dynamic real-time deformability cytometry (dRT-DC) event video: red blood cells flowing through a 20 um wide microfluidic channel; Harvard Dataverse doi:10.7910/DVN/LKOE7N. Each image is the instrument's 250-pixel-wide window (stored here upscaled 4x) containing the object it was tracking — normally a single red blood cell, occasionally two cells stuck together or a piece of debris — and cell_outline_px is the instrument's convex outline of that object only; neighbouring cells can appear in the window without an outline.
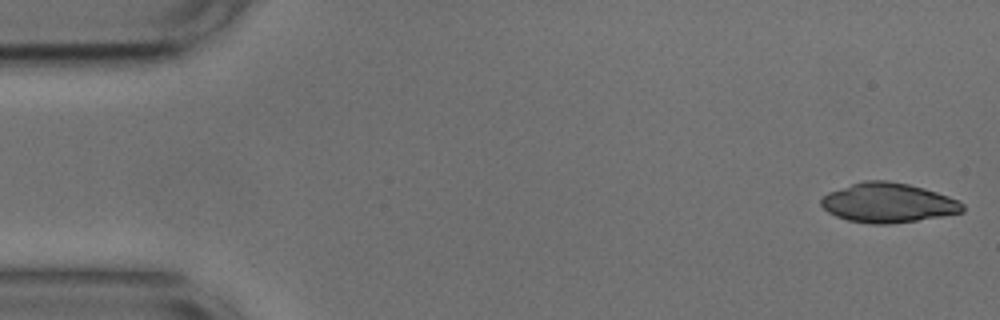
{"species": "common noctule bat (a hibernating species)", "species_latin": "Nyctalus noctula", "temperature_condition": "cold", "stored_images_in_passage": 52, "camera_frame_rate_fps": 3000, "um_per_image_px": 0.085, "animal": {"sex": "male", "body_mass_g": 17.9, "forearm_length_mm": 54.2}, "frame": {"image": 1, "passage_image": 1, "time_ms": 0.0, "image_size_px": [1000, 320], "cell_outline_px": [[964, 212], [916, 220], [888, 224], [872, 224], [848, 220], [836, 216], [828, 212], [820, 204], [820, 200], [828, 192], [864, 180], [888, 180], [908, 184], [924, 188], [960, 200], [964, 204]], "centroid_in_image_um": [75.49, 17.23], "position_along_channel_um": 9.5, "area_um2": 32.48}}